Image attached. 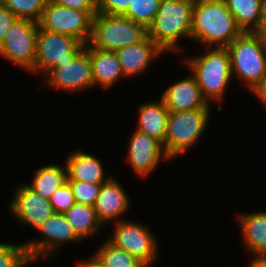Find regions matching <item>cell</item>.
<instances>
[{
	"label": "cell",
	"mask_w": 266,
	"mask_h": 267,
	"mask_svg": "<svg viewBox=\"0 0 266 267\" xmlns=\"http://www.w3.org/2000/svg\"><path fill=\"white\" fill-rule=\"evenodd\" d=\"M191 19V38L202 47L226 48L243 32L224 0H195Z\"/></svg>",
	"instance_id": "1"
},
{
	"label": "cell",
	"mask_w": 266,
	"mask_h": 267,
	"mask_svg": "<svg viewBox=\"0 0 266 267\" xmlns=\"http://www.w3.org/2000/svg\"><path fill=\"white\" fill-rule=\"evenodd\" d=\"M195 0H161L148 36L165 52L180 51L178 39H191L192 7Z\"/></svg>",
	"instance_id": "2"
},
{
	"label": "cell",
	"mask_w": 266,
	"mask_h": 267,
	"mask_svg": "<svg viewBox=\"0 0 266 267\" xmlns=\"http://www.w3.org/2000/svg\"><path fill=\"white\" fill-rule=\"evenodd\" d=\"M201 90L202 96L211 101L223 100L226 88L232 79L229 52L226 48L207 47L206 53L186 59Z\"/></svg>",
	"instance_id": "3"
},
{
	"label": "cell",
	"mask_w": 266,
	"mask_h": 267,
	"mask_svg": "<svg viewBox=\"0 0 266 267\" xmlns=\"http://www.w3.org/2000/svg\"><path fill=\"white\" fill-rule=\"evenodd\" d=\"M226 49L232 75L236 74L252 90L266 76V37L242 32Z\"/></svg>",
	"instance_id": "4"
},
{
	"label": "cell",
	"mask_w": 266,
	"mask_h": 267,
	"mask_svg": "<svg viewBox=\"0 0 266 267\" xmlns=\"http://www.w3.org/2000/svg\"><path fill=\"white\" fill-rule=\"evenodd\" d=\"M148 30L124 16L97 13L92 20L89 44L96 49L117 51L128 45L140 43Z\"/></svg>",
	"instance_id": "5"
},
{
	"label": "cell",
	"mask_w": 266,
	"mask_h": 267,
	"mask_svg": "<svg viewBox=\"0 0 266 267\" xmlns=\"http://www.w3.org/2000/svg\"><path fill=\"white\" fill-rule=\"evenodd\" d=\"M209 115L210 108L169 112L163 148L170 160L197 143L206 129Z\"/></svg>",
	"instance_id": "6"
},
{
	"label": "cell",
	"mask_w": 266,
	"mask_h": 267,
	"mask_svg": "<svg viewBox=\"0 0 266 267\" xmlns=\"http://www.w3.org/2000/svg\"><path fill=\"white\" fill-rule=\"evenodd\" d=\"M97 13L48 2L38 23L43 30L74 37L87 45L92 35V20Z\"/></svg>",
	"instance_id": "7"
},
{
	"label": "cell",
	"mask_w": 266,
	"mask_h": 267,
	"mask_svg": "<svg viewBox=\"0 0 266 267\" xmlns=\"http://www.w3.org/2000/svg\"><path fill=\"white\" fill-rule=\"evenodd\" d=\"M84 48L85 44L74 37L52 33L39 27L34 72L38 75L40 73L45 75L56 64L72 61Z\"/></svg>",
	"instance_id": "8"
},
{
	"label": "cell",
	"mask_w": 266,
	"mask_h": 267,
	"mask_svg": "<svg viewBox=\"0 0 266 267\" xmlns=\"http://www.w3.org/2000/svg\"><path fill=\"white\" fill-rule=\"evenodd\" d=\"M38 28V22L18 18L0 44V55L13 64L34 73Z\"/></svg>",
	"instance_id": "9"
},
{
	"label": "cell",
	"mask_w": 266,
	"mask_h": 267,
	"mask_svg": "<svg viewBox=\"0 0 266 267\" xmlns=\"http://www.w3.org/2000/svg\"><path fill=\"white\" fill-rule=\"evenodd\" d=\"M108 241L117 248L125 250L143 265L150 266L157 259L158 241L149 227L141 223L118 221L115 224L114 234Z\"/></svg>",
	"instance_id": "10"
},
{
	"label": "cell",
	"mask_w": 266,
	"mask_h": 267,
	"mask_svg": "<svg viewBox=\"0 0 266 267\" xmlns=\"http://www.w3.org/2000/svg\"><path fill=\"white\" fill-rule=\"evenodd\" d=\"M44 76L46 86L71 93L94 87L91 61L85 48L72 61L56 64Z\"/></svg>",
	"instance_id": "11"
},
{
	"label": "cell",
	"mask_w": 266,
	"mask_h": 267,
	"mask_svg": "<svg viewBox=\"0 0 266 267\" xmlns=\"http://www.w3.org/2000/svg\"><path fill=\"white\" fill-rule=\"evenodd\" d=\"M37 230L42 233L43 237L25 243L32 262L38 258L51 256V253L58 250L64 243L83 241L61 213H53Z\"/></svg>",
	"instance_id": "12"
},
{
	"label": "cell",
	"mask_w": 266,
	"mask_h": 267,
	"mask_svg": "<svg viewBox=\"0 0 266 267\" xmlns=\"http://www.w3.org/2000/svg\"><path fill=\"white\" fill-rule=\"evenodd\" d=\"M15 191L9 209L20 223L38 229L54 213L49 199L42 197L28 185L20 184Z\"/></svg>",
	"instance_id": "13"
},
{
	"label": "cell",
	"mask_w": 266,
	"mask_h": 267,
	"mask_svg": "<svg viewBox=\"0 0 266 267\" xmlns=\"http://www.w3.org/2000/svg\"><path fill=\"white\" fill-rule=\"evenodd\" d=\"M127 161L139 177L148 176L156 168L160 160H169L162 144L137 130L129 139Z\"/></svg>",
	"instance_id": "14"
},
{
	"label": "cell",
	"mask_w": 266,
	"mask_h": 267,
	"mask_svg": "<svg viewBox=\"0 0 266 267\" xmlns=\"http://www.w3.org/2000/svg\"><path fill=\"white\" fill-rule=\"evenodd\" d=\"M130 205V200L121 184L111 177L107 182L103 183L96 202L94 210L98 221L102 224L106 222L121 221ZM125 212V213H124Z\"/></svg>",
	"instance_id": "15"
},
{
	"label": "cell",
	"mask_w": 266,
	"mask_h": 267,
	"mask_svg": "<svg viewBox=\"0 0 266 267\" xmlns=\"http://www.w3.org/2000/svg\"><path fill=\"white\" fill-rule=\"evenodd\" d=\"M160 99L169 112L210 108L193 74L170 85Z\"/></svg>",
	"instance_id": "16"
},
{
	"label": "cell",
	"mask_w": 266,
	"mask_h": 267,
	"mask_svg": "<svg viewBox=\"0 0 266 267\" xmlns=\"http://www.w3.org/2000/svg\"><path fill=\"white\" fill-rule=\"evenodd\" d=\"M115 52L124 76L128 78L146 71L152 60L164 53L149 36L140 43L128 45Z\"/></svg>",
	"instance_id": "17"
},
{
	"label": "cell",
	"mask_w": 266,
	"mask_h": 267,
	"mask_svg": "<svg viewBox=\"0 0 266 267\" xmlns=\"http://www.w3.org/2000/svg\"><path fill=\"white\" fill-rule=\"evenodd\" d=\"M85 49L91 61L94 86L108 90L117 80L125 77L115 51L96 49L89 43Z\"/></svg>",
	"instance_id": "18"
},
{
	"label": "cell",
	"mask_w": 266,
	"mask_h": 267,
	"mask_svg": "<svg viewBox=\"0 0 266 267\" xmlns=\"http://www.w3.org/2000/svg\"><path fill=\"white\" fill-rule=\"evenodd\" d=\"M65 165L67 169V180L105 183L112 177H105L104 168L99 158L83 150L71 152L66 158Z\"/></svg>",
	"instance_id": "19"
},
{
	"label": "cell",
	"mask_w": 266,
	"mask_h": 267,
	"mask_svg": "<svg viewBox=\"0 0 266 267\" xmlns=\"http://www.w3.org/2000/svg\"><path fill=\"white\" fill-rule=\"evenodd\" d=\"M139 121L136 130L158 140L162 146L167 133L169 111L164 101L154 100L142 104L138 109Z\"/></svg>",
	"instance_id": "20"
},
{
	"label": "cell",
	"mask_w": 266,
	"mask_h": 267,
	"mask_svg": "<svg viewBox=\"0 0 266 267\" xmlns=\"http://www.w3.org/2000/svg\"><path fill=\"white\" fill-rule=\"evenodd\" d=\"M243 241L253 254L266 253V212L238 215Z\"/></svg>",
	"instance_id": "21"
},
{
	"label": "cell",
	"mask_w": 266,
	"mask_h": 267,
	"mask_svg": "<svg viewBox=\"0 0 266 267\" xmlns=\"http://www.w3.org/2000/svg\"><path fill=\"white\" fill-rule=\"evenodd\" d=\"M67 181V169L56 164L45 165L39 168L33 181L27 184L32 190L42 197L50 199L52 194Z\"/></svg>",
	"instance_id": "22"
},
{
	"label": "cell",
	"mask_w": 266,
	"mask_h": 267,
	"mask_svg": "<svg viewBox=\"0 0 266 267\" xmlns=\"http://www.w3.org/2000/svg\"><path fill=\"white\" fill-rule=\"evenodd\" d=\"M64 216L82 240L98 232L102 226L96 217L94 207L90 205L75 203Z\"/></svg>",
	"instance_id": "23"
},
{
	"label": "cell",
	"mask_w": 266,
	"mask_h": 267,
	"mask_svg": "<svg viewBox=\"0 0 266 267\" xmlns=\"http://www.w3.org/2000/svg\"><path fill=\"white\" fill-rule=\"evenodd\" d=\"M243 32H253L259 24L261 0H224Z\"/></svg>",
	"instance_id": "24"
},
{
	"label": "cell",
	"mask_w": 266,
	"mask_h": 267,
	"mask_svg": "<svg viewBox=\"0 0 266 267\" xmlns=\"http://www.w3.org/2000/svg\"><path fill=\"white\" fill-rule=\"evenodd\" d=\"M104 267H142L143 264L108 240L94 254Z\"/></svg>",
	"instance_id": "25"
},
{
	"label": "cell",
	"mask_w": 266,
	"mask_h": 267,
	"mask_svg": "<svg viewBox=\"0 0 266 267\" xmlns=\"http://www.w3.org/2000/svg\"><path fill=\"white\" fill-rule=\"evenodd\" d=\"M160 2L161 0H131L122 16L148 29L155 19Z\"/></svg>",
	"instance_id": "26"
},
{
	"label": "cell",
	"mask_w": 266,
	"mask_h": 267,
	"mask_svg": "<svg viewBox=\"0 0 266 267\" xmlns=\"http://www.w3.org/2000/svg\"><path fill=\"white\" fill-rule=\"evenodd\" d=\"M17 18L39 22L48 0H0Z\"/></svg>",
	"instance_id": "27"
},
{
	"label": "cell",
	"mask_w": 266,
	"mask_h": 267,
	"mask_svg": "<svg viewBox=\"0 0 266 267\" xmlns=\"http://www.w3.org/2000/svg\"><path fill=\"white\" fill-rule=\"evenodd\" d=\"M32 263L25 243L0 244V267H25Z\"/></svg>",
	"instance_id": "28"
},
{
	"label": "cell",
	"mask_w": 266,
	"mask_h": 267,
	"mask_svg": "<svg viewBox=\"0 0 266 267\" xmlns=\"http://www.w3.org/2000/svg\"><path fill=\"white\" fill-rule=\"evenodd\" d=\"M71 186L75 203L94 206L103 183H88L77 180H67Z\"/></svg>",
	"instance_id": "29"
},
{
	"label": "cell",
	"mask_w": 266,
	"mask_h": 267,
	"mask_svg": "<svg viewBox=\"0 0 266 267\" xmlns=\"http://www.w3.org/2000/svg\"><path fill=\"white\" fill-rule=\"evenodd\" d=\"M49 201L54 213L64 214L67 212L75 204L74 195L69 182L66 181L62 184V186L52 194Z\"/></svg>",
	"instance_id": "30"
},
{
	"label": "cell",
	"mask_w": 266,
	"mask_h": 267,
	"mask_svg": "<svg viewBox=\"0 0 266 267\" xmlns=\"http://www.w3.org/2000/svg\"><path fill=\"white\" fill-rule=\"evenodd\" d=\"M129 4H131V0H99L96 7L98 13L122 16L127 11Z\"/></svg>",
	"instance_id": "31"
},
{
	"label": "cell",
	"mask_w": 266,
	"mask_h": 267,
	"mask_svg": "<svg viewBox=\"0 0 266 267\" xmlns=\"http://www.w3.org/2000/svg\"><path fill=\"white\" fill-rule=\"evenodd\" d=\"M18 18L0 2V44L4 40L9 28Z\"/></svg>",
	"instance_id": "32"
},
{
	"label": "cell",
	"mask_w": 266,
	"mask_h": 267,
	"mask_svg": "<svg viewBox=\"0 0 266 267\" xmlns=\"http://www.w3.org/2000/svg\"><path fill=\"white\" fill-rule=\"evenodd\" d=\"M48 2L57 3L84 12H97L96 3L93 0H48Z\"/></svg>",
	"instance_id": "33"
},
{
	"label": "cell",
	"mask_w": 266,
	"mask_h": 267,
	"mask_svg": "<svg viewBox=\"0 0 266 267\" xmlns=\"http://www.w3.org/2000/svg\"><path fill=\"white\" fill-rule=\"evenodd\" d=\"M253 32L266 37V0H261L259 24Z\"/></svg>",
	"instance_id": "34"
},
{
	"label": "cell",
	"mask_w": 266,
	"mask_h": 267,
	"mask_svg": "<svg viewBox=\"0 0 266 267\" xmlns=\"http://www.w3.org/2000/svg\"><path fill=\"white\" fill-rule=\"evenodd\" d=\"M250 91L266 105V76Z\"/></svg>",
	"instance_id": "35"
},
{
	"label": "cell",
	"mask_w": 266,
	"mask_h": 267,
	"mask_svg": "<svg viewBox=\"0 0 266 267\" xmlns=\"http://www.w3.org/2000/svg\"><path fill=\"white\" fill-rule=\"evenodd\" d=\"M78 267H104L103 264L99 261V259L93 255L92 257H90V259L88 260H84L79 262L78 261Z\"/></svg>",
	"instance_id": "36"
},
{
	"label": "cell",
	"mask_w": 266,
	"mask_h": 267,
	"mask_svg": "<svg viewBox=\"0 0 266 267\" xmlns=\"http://www.w3.org/2000/svg\"><path fill=\"white\" fill-rule=\"evenodd\" d=\"M254 258L250 262L249 267H266V253L265 254H254Z\"/></svg>",
	"instance_id": "37"
}]
</instances>
